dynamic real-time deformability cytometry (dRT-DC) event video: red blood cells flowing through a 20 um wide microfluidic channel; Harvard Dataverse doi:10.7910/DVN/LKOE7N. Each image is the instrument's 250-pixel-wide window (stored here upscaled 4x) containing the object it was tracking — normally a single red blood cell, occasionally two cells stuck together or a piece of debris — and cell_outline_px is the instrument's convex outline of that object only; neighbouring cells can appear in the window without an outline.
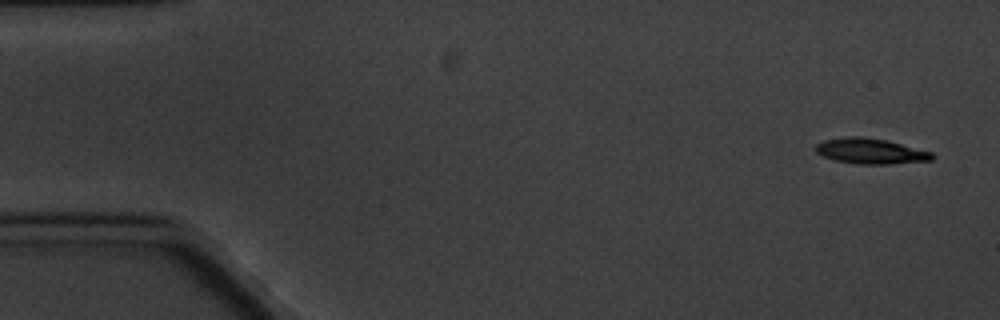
{"species": "common noctule bat (a hibernating species)", "species_latin": "Nyctalus noctula", "temperature_condition": "cold", "stored_images_in_passage": 4, "camera_frame_rate_fps": 3000, "um_per_image_px": 0.085, "animal": {"sex": "male", "body_mass_g": 20.1, "forearm_length_mm": 53.5}, "frame": {"image": 1, "passage_image": 1, "time_ms": 0.0, "image_size_px": [1000, 320], "cell_outline_px": [[936, 156], [932, 160], [888, 164], [860, 164], [832, 160], [816, 152], [816, 144], [824, 140], [844, 136], [864, 136], [884, 140], [932, 152]], "centroid_in_image_um": [73.97, 12.84], "position_along_channel_um": 11.0, "area_um2": 17.22}}
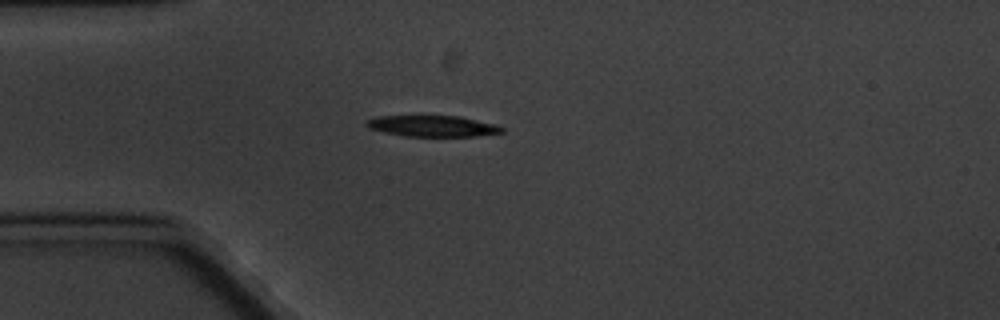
{"frame": {"image": 2, "passage_image": 4, "time_ms": 4.333, "image_size_px": [1000, 320], "cell_outline_px": [[504, 132], [472, 136], [404, 136], [384, 132], [368, 128], [364, 124], [368, 120], [376, 116], [424, 112], [460, 116], [496, 124], [504, 128]], "centroid_in_image_um": [36.69, 10.64], "position_along_channel_um": 48.3, "area_um2": 17.8}}